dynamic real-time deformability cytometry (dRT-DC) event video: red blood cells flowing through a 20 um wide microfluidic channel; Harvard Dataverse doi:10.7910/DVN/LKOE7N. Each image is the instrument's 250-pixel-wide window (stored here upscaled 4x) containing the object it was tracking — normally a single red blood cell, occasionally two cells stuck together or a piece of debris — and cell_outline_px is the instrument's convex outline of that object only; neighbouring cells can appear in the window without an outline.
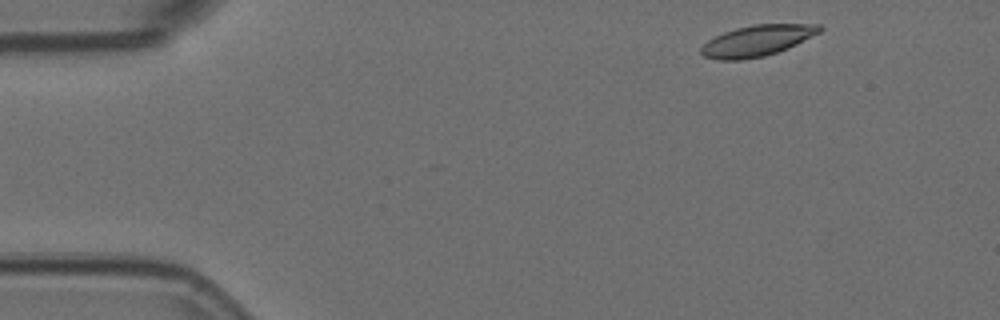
{"species": "Egyptian fruit bat (a non-hibernating species)", "species_latin": "Rousettus aegyptiacus", "temperature_condition": "room temperature", "stored_images_in_passage": 46, "camera_frame_rate_fps": 3000, "um_per_image_px": 0.085, "animal": {"sex": "female"}, "frame": {"image": 1, "passage_image": 1, "time_ms": 0.0, "image_size_px": [1000, 320], "cell_outline_px": [[824, 28], [820, 32], [788, 48], [764, 56], [740, 60], [720, 60], [704, 56], [700, 52], [700, 48], [708, 40], [724, 32], [736, 28], [752, 24], [820, 24]], "centroid_in_image_um": [64.36, 3.45], "position_along_channel_um": 20.6, "area_um2": 21.27}}
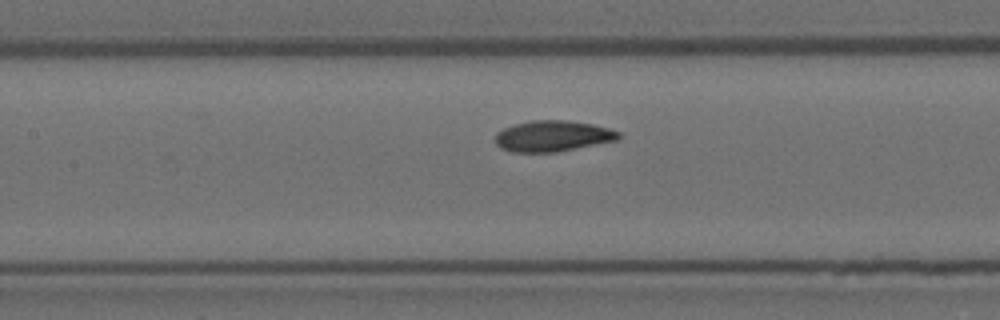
{"frame": {"image": 2, "passage_image": 20, "time_ms": 6.333, "image_size_px": [1000, 320], "cell_outline_px": [[620, 140], [556, 152], [512, 152], [500, 148], [496, 144], [496, 132], [504, 128], [516, 124], [532, 120], [568, 120], [592, 124], [608, 128], [620, 132]], "centroid_in_image_um": [47.0, 11.57], "position_along_channel_um": 160.4, "area_um2": 22.31}}
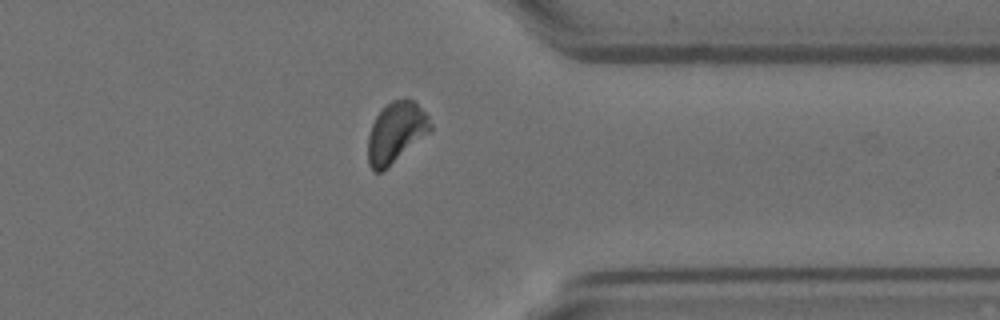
{"frame": {"image": 3, "passage_image": 39, "time_ms": 12.667, "image_size_px": [1000, 320], "cell_outline_px": [[432, 132], [380, 172], [372, 172], [368, 164], [368, 136], [372, 124], [376, 116], [392, 100], [412, 100], [428, 116], [432, 124]], "centroid_in_image_um": [33.66, 11.29], "position_along_channel_um": 377.7, "area_um2": 21.79}}